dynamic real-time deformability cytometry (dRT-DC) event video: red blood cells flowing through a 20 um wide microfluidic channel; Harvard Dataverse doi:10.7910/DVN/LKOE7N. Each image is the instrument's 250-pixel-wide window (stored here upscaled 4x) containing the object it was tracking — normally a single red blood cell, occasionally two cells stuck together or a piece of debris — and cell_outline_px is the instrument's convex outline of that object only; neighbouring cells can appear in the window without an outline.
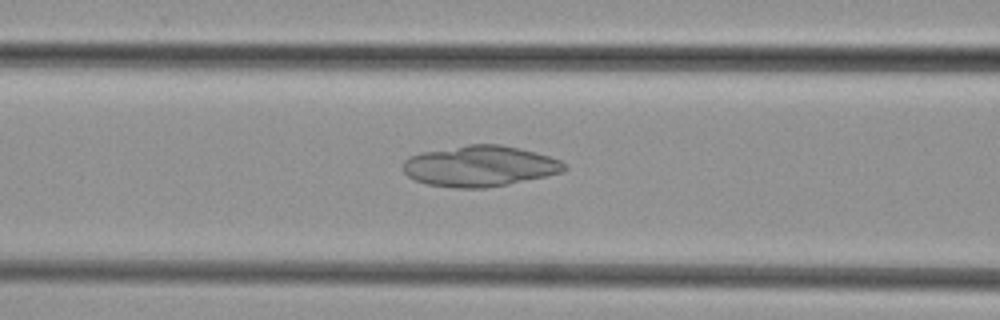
{"species": "common noctule bat (a hibernating species)", "species_latin": "Nyctalus noctula", "temperature_condition": "cold", "stored_images_in_passage": 47, "camera_frame_rate_fps": 3000, "um_per_image_px": 0.085, "animal": {"sex": "female", "body_mass_g": 29.2, "forearm_length_mm": 56.3}, "frame": {"image": 1, "passage_image": 19, "time_ms": 6.0, "image_size_px": [1000, 320], "cell_outline_px": [[568, 168], [564, 172], [508, 184], [484, 188], [452, 188], [428, 184], [416, 180], [408, 176], [404, 172], [404, 160], [408, 156], [424, 152], [468, 144], [500, 144], [520, 148], [548, 156], [560, 160]], "centroid_in_image_um": [40.79, 14.12], "position_along_channel_um": 125.8, "area_um2": 38.26}}
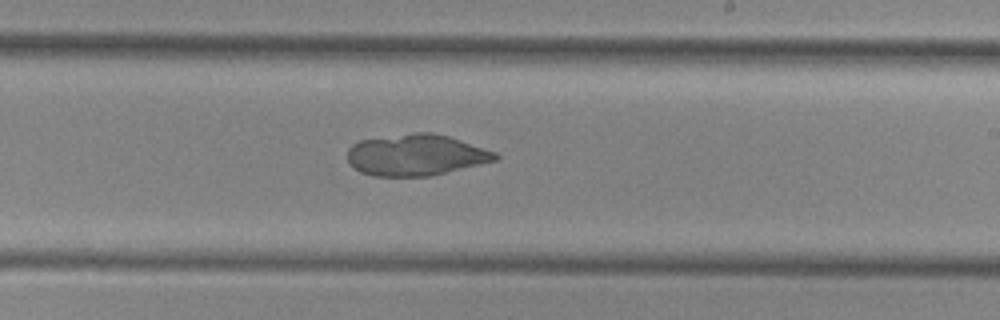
{"frame": {"image": 2, "passage_image": 28, "time_ms": 9.0, "image_size_px": [1000, 320], "cell_outline_px": [[500, 160], [432, 176], [372, 176], [360, 172], [352, 168], [348, 164], [348, 148], [352, 144], [360, 140], [416, 132], [432, 132], [448, 136], [496, 152], [500, 156]], "centroid_in_image_um": [35.37, 13.19], "position_along_channel_um": 253.6, "area_um2": 35.95}}
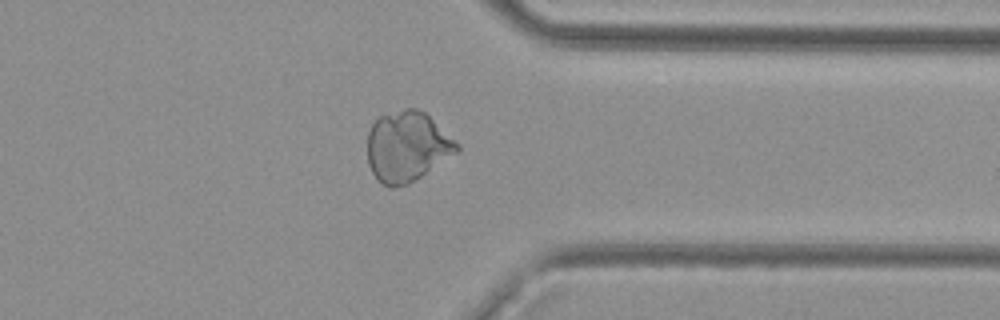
{"frame": {"image": 3, "passage_image": 37, "time_ms": 12.0, "image_size_px": [1000, 320], "cell_outline_px": [[460, 148], [456, 152], [408, 184], [392, 188], [388, 188], [372, 172], [368, 164], [368, 132], [372, 124], [380, 116], [404, 108], [416, 108], [424, 112], [460, 144]], "centroid_in_image_um": [34.59, 12.44], "position_along_channel_um": 376.8, "area_um2": 36.13}}